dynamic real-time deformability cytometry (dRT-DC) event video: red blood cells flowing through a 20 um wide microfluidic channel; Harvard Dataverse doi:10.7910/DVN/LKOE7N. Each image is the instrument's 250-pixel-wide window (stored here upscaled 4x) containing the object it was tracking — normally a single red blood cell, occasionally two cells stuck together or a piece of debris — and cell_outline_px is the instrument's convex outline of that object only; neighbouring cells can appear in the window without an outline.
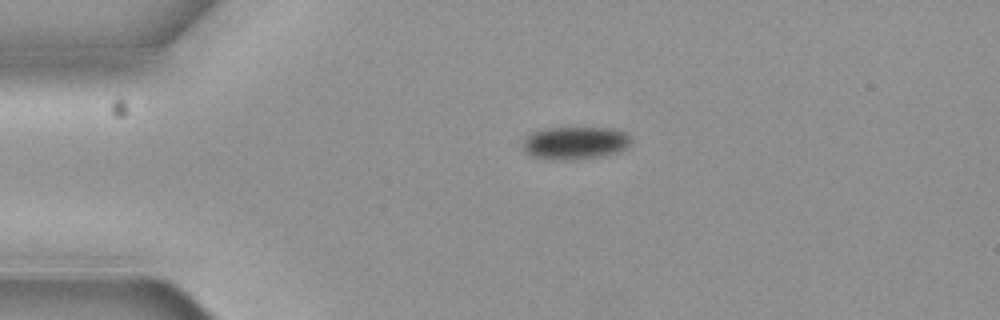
{"species": "common noctule bat (a hibernating species)", "species_latin": "Nyctalus noctula", "temperature_condition": "cold", "stored_images_in_passage": 2, "camera_frame_rate_fps": 3000, "um_per_image_px": 0.085, "animal": {"sex": "female", "body_mass_g": 19.3, "forearm_length_mm": 54.1}, "frame": {"image": 1, "passage_image": 1, "time_ms": 0.0, "image_size_px": [1000, 320], "cell_outline_px": [[632, 140], [624, 148], [616, 152], [600, 156], [572, 160], [560, 160], [532, 156], [524, 152], [524, 140], [532, 132], [544, 128], [616, 128], [628, 132]], "centroid_in_image_um": [48.9, 12.13], "position_along_channel_um": 36.1, "area_um2": 20.58}}